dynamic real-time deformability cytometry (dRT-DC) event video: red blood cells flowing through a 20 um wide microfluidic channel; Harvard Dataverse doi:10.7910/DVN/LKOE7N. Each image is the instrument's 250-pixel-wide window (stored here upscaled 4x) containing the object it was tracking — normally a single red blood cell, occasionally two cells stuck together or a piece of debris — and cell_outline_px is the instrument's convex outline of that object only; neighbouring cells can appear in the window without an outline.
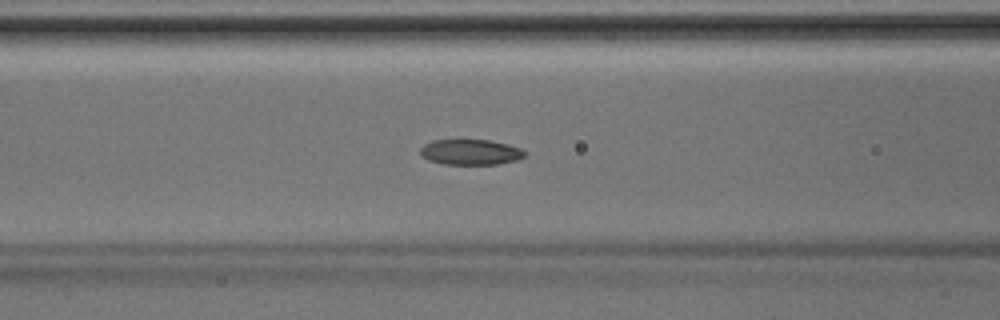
{"species": "Egyptian fruit bat (a non-hibernating species)", "species_latin": "Rousettus aegyptiacus", "temperature_condition": "room temperature", "stored_images_in_passage": 45, "camera_frame_rate_fps": 3000, "um_per_image_px": 0.085, "animal": {"sex": "male"}, "frame": {"image": 1, "passage_image": 19, "time_ms": 6.0, "image_size_px": [1000, 320], "cell_outline_px": [[524, 156], [516, 160], [500, 164], [444, 164], [428, 160], [420, 156], [420, 148], [424, 144], [432, 140], [488, 140], [508, 144], [520, 148], [524, 152]], "centroid_in_image_um": [39.95, 12.93], "position_along_channel_um": 126.7, "area_um2": 15.49}}
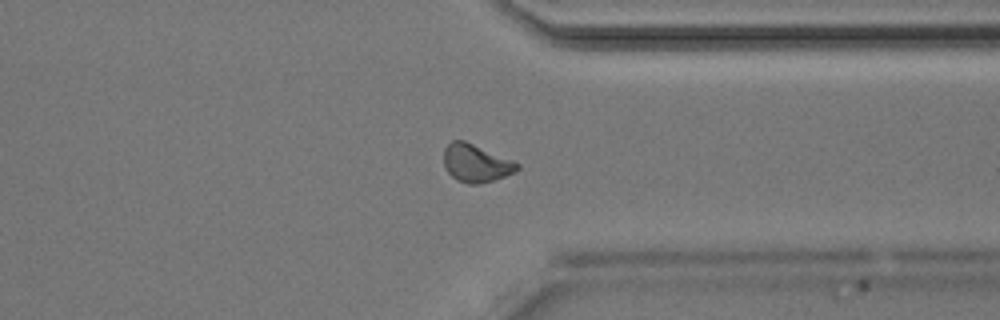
{"frame": {"image": 2, "passage_image": 35, "time_ms": 11.333, "image_size_px": [1000, 320], "cell_outline_px": [[520, 168], [516, 172], [492, 180], [476, 184], [468, 184], [456, 180], [448, 172], [444, 164], [444, 148], [452, 140], [464, 140], [520, 164]], "centroid_in_image_um": [40.44, 13.87], "position_along_channel_um": 371.0, "area_um2": 15.95}}
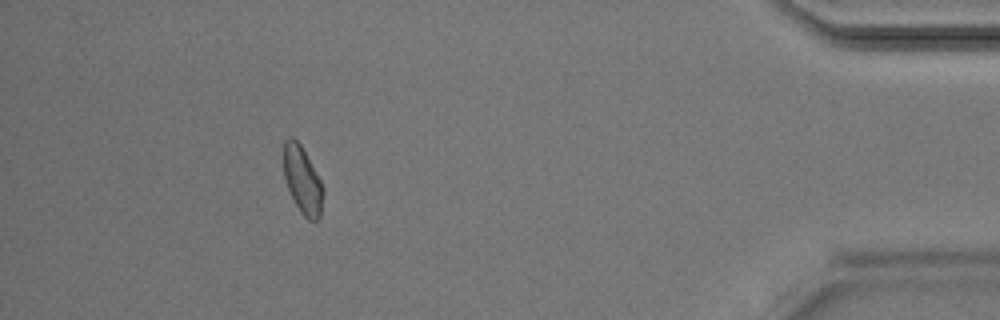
{"frame": {"image": 3, "passage_image": 41, "time_ms": 13.333, "image_size_px": [1000, 320], "cell_outline_px": [[324, 192], [320, 216], [316, 220], [308, 220], [300, 212], [288, 188], [284, 176], [284, 140], [288, 136], [292, 136], [300, 144], [316, 172], [324, 188]], "centroid_in_image_um": [25.71, 15.31], "position_along_channel_um": 409.5, "area_um2": 15.32}}